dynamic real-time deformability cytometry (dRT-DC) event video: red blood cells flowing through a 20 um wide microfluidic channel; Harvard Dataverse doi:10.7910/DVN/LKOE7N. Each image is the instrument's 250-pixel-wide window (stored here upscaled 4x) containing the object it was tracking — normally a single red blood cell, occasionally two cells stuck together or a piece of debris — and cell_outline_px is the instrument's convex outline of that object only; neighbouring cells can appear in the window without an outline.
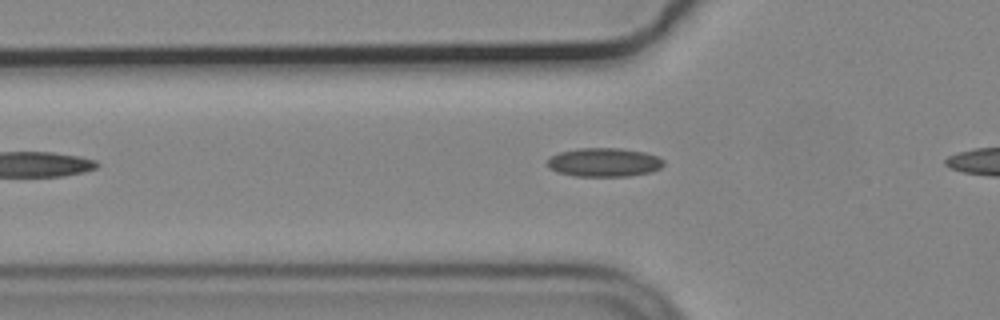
{"species": "common noctule bat (a hibernating species)", "species_latin": "Nyctalus noctula", "temperature_condition": "cold", "stored_images_in_passage": 32, "camera_frame_rate_fps": 3000, "um_per_image_px": 0.085, "animal": {"sex": "male", "body_mass_g": 19.2, "forearm_length_mm": 51.8}, "frame": {"image": 1, "passage_image": 5, "time_ms": 1.333, "image_size_px": [1000, 320], "cell_outline_px": [[664, 164], [660, 168], [652, 172], [628, 176], [572, 176], [556, 172], [548, 168], [548, 160], [552, 156], [560, 152], [580, 148], [620, 148], [644, 152], [656, 156], [664, 160]], "centroid_in_image_um": [51.35, 13.8], "position_along_channel_um": 74.5, "area_um2": 19.54}}
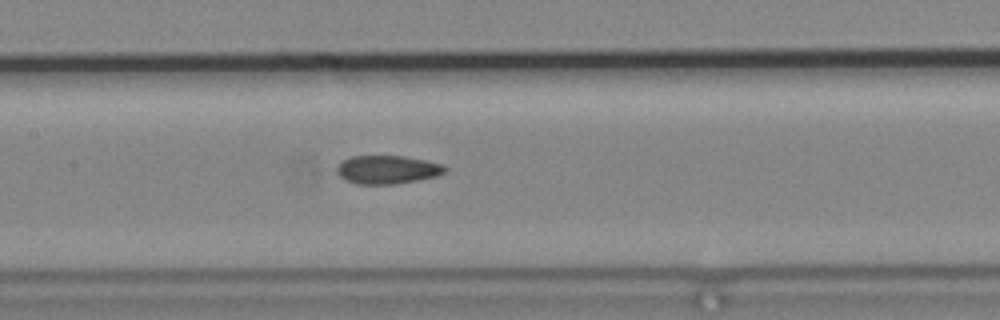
{"frame": {"image": 2, "passage_image": 13, "time_ms": 4.0, "image_size_px": [1000, 320], "cell_outline_px": [[448, 168], [444, 172], [436, 176], [420, 180], [396, 184], [356, 184], [344, 180], [336, 172], [336, 168], [344, 160], [352, 156], [404, 156], [424, 160], [440, 164]], "centroid_in_image_um": [32.91, 14.43], "position_along_channel_um": 174.5, "area_um2": 17.86}}
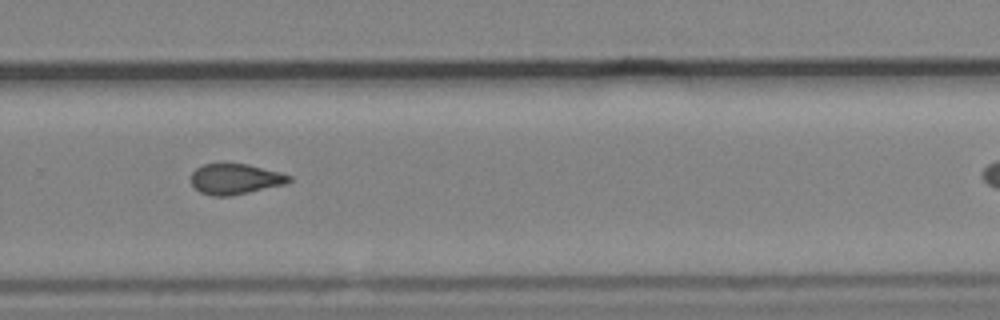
{"frame": {"image": 3, "passage_image": 24, "time_ms": 7.667, "image_size_px": [1000, 320], "cell_outline_px": [[292, 180], [284, 184], [232, 196], [212, 196], [200, 192], [192, 184], [192, 172], [196, 168], [204, 164], [248, 164], [280, 172], [292, 176]], "centroid_in_image_um": [20.01, 15.22], "position_along_channel_um": 309.8, "area_um2": 17.34}}